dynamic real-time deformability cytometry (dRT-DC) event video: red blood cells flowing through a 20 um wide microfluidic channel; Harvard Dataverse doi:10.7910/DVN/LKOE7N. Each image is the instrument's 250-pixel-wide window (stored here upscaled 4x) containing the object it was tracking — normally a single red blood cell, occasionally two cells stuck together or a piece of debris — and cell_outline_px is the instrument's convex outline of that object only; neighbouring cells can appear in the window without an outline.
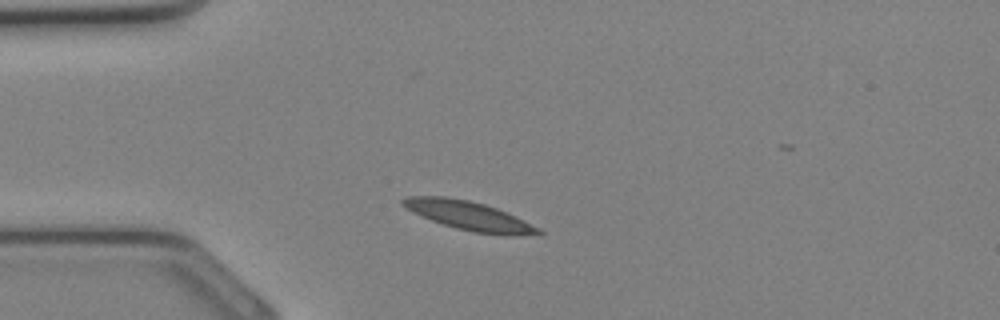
{"species": "Egyptian fruit bat (a non-hibernating species)", "species_latin": "Rousettus aegyptiacus", "temperature_condition": "cold", "stored_images_in_passage": 27, "camera_frame_rate_fps": 3000, "um_per_image_px": 0.085, "animal": {"sex": "female"}, "frame": {"image": 1, "passage_image": 1, "time_ms": 0.0, "image_size_px": [1000, 320], "cell_outline_px": [[544, 232], [508, 236], [472, 232], [456, 228], [432, 220], [400, 204], [400, 200], [408, 196], [444, 196], [468, 200], [484, 204], [496, 208], [540, 228]], "centroid_in_image_um": [39.85, 18.33], "position_along_channel_um": 45.1, "area_um2": 22.25}}
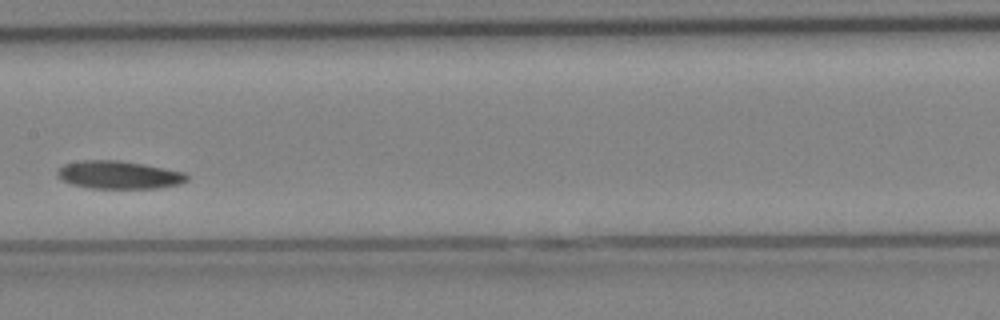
{"frame": {"image": 2, "passage_image": 10, "time_ms": 3.0, "image_size_px": [1000, 320], "cell_outline_px": [[188, 180], [180, 184], [160, 188], [88, 188], [72, 184], [60, 180], [56, 176], [56, 172], [64, 164], [84, 160], [116, 160], [164, 168], [184, 172], [188, 176]], "centroid_in_image_um": [10.08, 14.87], "position_along_channel_um": 197.3, "area_um2": 21.04}}
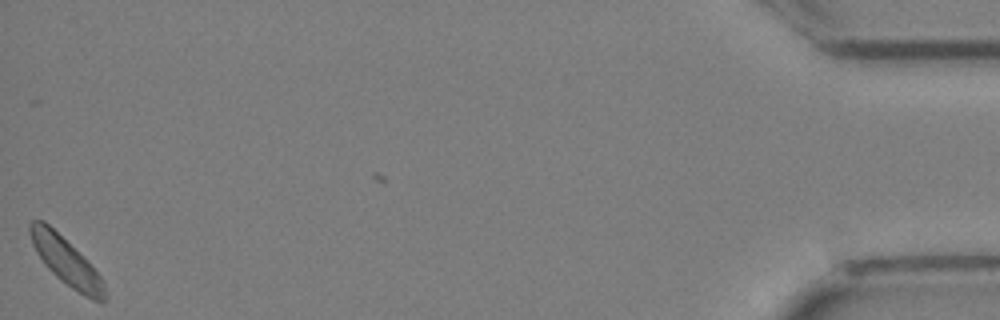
{"frame": {"image": 3, "passage_image": 27, "time_ms": 8.667, "image_size_px": [1000, 320], "cell_outline_px": [[104, 304], [100, 304], [84, 296], [72, 288], [56, 276], [44, 264], [36, 252], [32, 244], [28, 232], [28, 224], [32, 220], [44, 220], [100, 276], [104, 284]], "centroid_in_image_um": [5.56, 22.23], "position_along_channel_um": 429.6, "area_um2": 19.83}}